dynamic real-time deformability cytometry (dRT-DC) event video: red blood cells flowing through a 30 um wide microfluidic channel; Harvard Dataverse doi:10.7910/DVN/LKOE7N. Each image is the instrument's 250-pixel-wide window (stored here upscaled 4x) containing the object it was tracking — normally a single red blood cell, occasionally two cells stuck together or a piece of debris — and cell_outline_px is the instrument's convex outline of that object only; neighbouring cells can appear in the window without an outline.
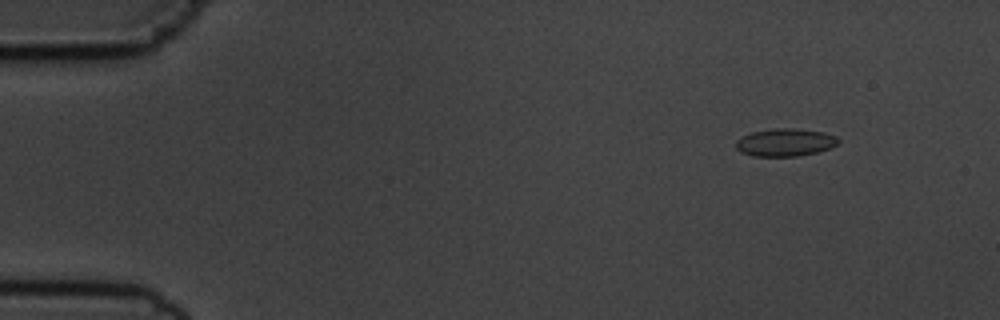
{"species": "common noctule bat (a hibernating species)", "species_latin": "Nyctalus noctula", "temperature_condition": "cold", "stored_images_in_passage": 50, "camera_frame_rate_fps": 3000, "um_per_image_px": 0.085, "animal": {"sex": "male", "body_mass_g": 19.5, "forearm_length_mm": 54.6}, "frame": {"image": 1, "passage_image": 1, "time_ms": 0.0, "image_size_px": [1000, 320], "cell_outline_px": [[840, 140], [832, 148], [816, 152], [796, 156], [752, 156], [740, 152], [736, 148], [736, 140], [752, 132], [776, 128], [796, 128], [824, 132], [836, 136]], "centroid_in_image_um": [66.75, 12.1], "position_along_channel_um": 18.3, "area_um2": 16.53}}
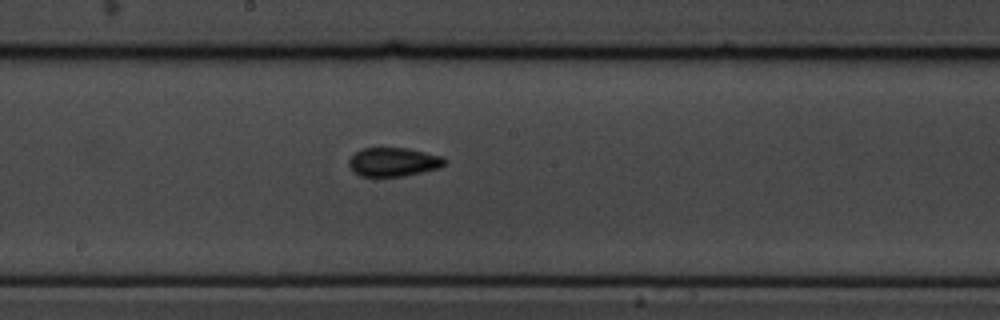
{"frame": {"image": 2, "passage_image": 25, "time_ms": 8.0, "image_size_px": [1000, 320], "cell_outline_px": [[448, 160], [440, 168], [404, 176], [360, 176], [352, 172], [348, 164], [348, 160], [356, 152], [364, 148], [408, 148], [440, 156]], "centroid_in_image_um": [33.42, 13.77], "position_along_channel_um": 214.8, "area_um2": 16.07}}
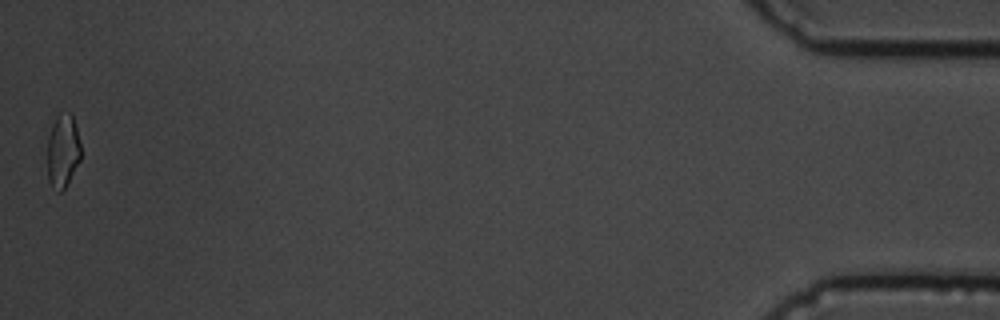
{"frame": {"image": 3, "passage_image": 50, "time_ms": 16.333, "image_size_px": [1000, 320], "cell_outline_px": [[80, 160], [64, 188], [60, 192], [52, 188], [48, 180], [48, 136], [52, 124], [56, 116], [60, 112], [72, 112], [80, 144]], "centroid_in_image_um": [5.33, 12.79], "position_along_channel_um": 429.9, "area_um2": 14.28}, "authors_computed_cell_mechanics": {"area_um2": 15.6349, "velocity_mm_per_s": 3.668, "shape_relaxation_time_tau1_ms": 4.4033, "shape_relaxation_time_tau2_ms": 1.9939, "deformation_change_tau1": 0.1062, "deformation_change_tau2": 0.0738}}